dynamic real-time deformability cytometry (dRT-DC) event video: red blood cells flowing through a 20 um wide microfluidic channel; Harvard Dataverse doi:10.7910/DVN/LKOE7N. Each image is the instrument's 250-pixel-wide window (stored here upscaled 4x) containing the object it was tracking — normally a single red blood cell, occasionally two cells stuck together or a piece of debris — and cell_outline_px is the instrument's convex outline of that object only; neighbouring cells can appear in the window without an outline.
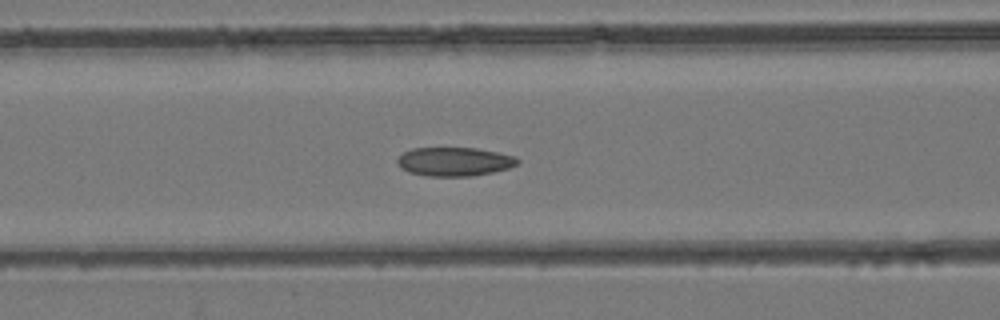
{"species": "common noctule bat (a hibernating species)", "species_latin": "Nyctalus noctula", "temperature_condition": "room temperature", "stored_images_in_passage": 33, "camera_frame_rate_fps": 3000, "um_per_image_px": 0.085, "animal": {"sex": "female", "body_mass_g": 24.6, "forearm_length_mm": 56.2}, "frame": {"image": 1, "passage_image": 11, "time_ms": 3.333, "image_size_px": [1000, 320], "cell_outline_px": [[520, 160], [516, 164], [508, 168], [492, 172], [472, 176], [428, 176], [408, 172], [400, 168], [396, 160], [404, 152], [412, 148], [476, 148], [516, 156]], "centroid_in_image_um": [38.6, 13.74], "position_along_channel_um": 128.0, "area_um2": 20.11}}
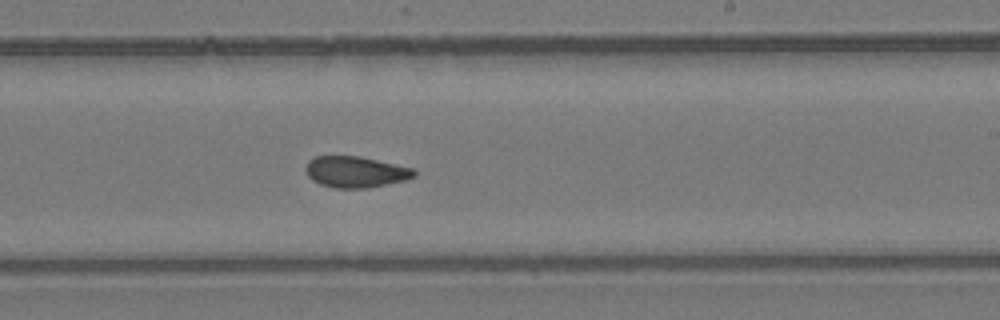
{"frame": {"image": 2, "passage_image": 20, "time_ms": 6.333, "image_size_px": [1000, 320], "cell_outline_px": [[416, 176], [404, 180], [368, 188], [332, 188], [320, 184], [312, 180], [308, 176], [304, 168], [308, 160], [316, 156], [360, 156], [416, 168]], "centroid_in_image_um": [30.22, 14.6], "position_along_channel_um": 258.8, "area_um2": 19.94}}
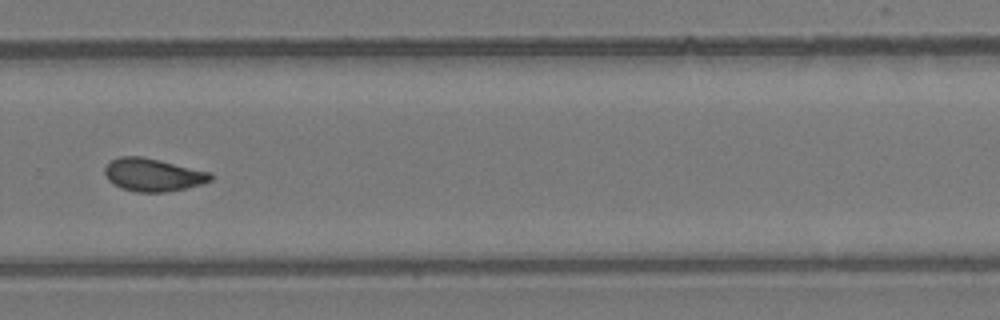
{"frame": {"image": 3, "passage_image": 24, "time_ms": 7.667, "image_size_px": [1000, 320], "cell_outline_px": [[212, 180], [200, 184], [184, 188], [164, 192], [136, 192], [120, 188], [112, 184], [108, 180], [104, 172], [104, 168], [112, 160], [120, 156], [140, 156], [160, 160], [212, 172]], "centroid_in_image_um": [12.98, 14.86], "position_along_channel_um": 316.8, "area_um2": 20.29}}